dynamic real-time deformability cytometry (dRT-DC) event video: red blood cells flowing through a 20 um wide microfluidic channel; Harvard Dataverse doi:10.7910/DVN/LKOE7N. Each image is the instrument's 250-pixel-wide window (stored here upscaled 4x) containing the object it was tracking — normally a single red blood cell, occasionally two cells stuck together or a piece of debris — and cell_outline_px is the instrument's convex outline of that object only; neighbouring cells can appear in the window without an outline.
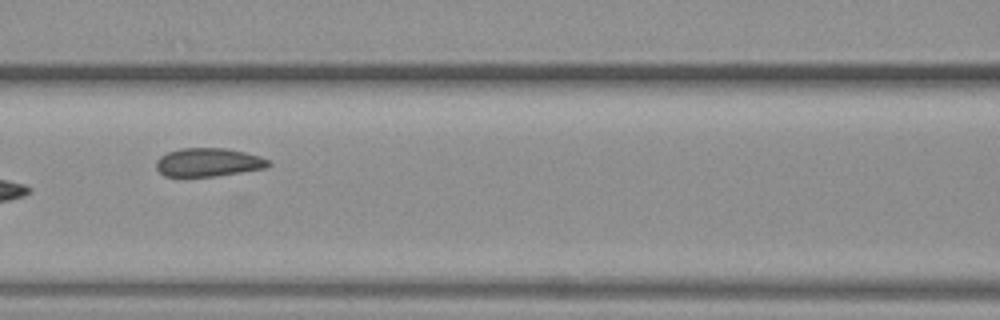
{"species": "common noctule bat (a hibernating species)", "species_latin": "Nyctalus noctula", "temperature_condition": "warm", "stored_images_in_passage": 7, "segment_of_instrument_passage": [1, 2], "camera_frame_rate_fps": 3000, "um_per_image_px": 0.085, "animal": {"sex": "female", "body_mass_g": 19.3, "forearm_length_mm": 54.1}, "frame": {"image": 1, "passage_image": 6, "time_ms": 1.667, "image_size_px": [1000, 320], "cell_outline_px": [[272, 164], [264, 168], [216, 176], [164, 176], [156, 168], [156, 160], [160, 156], [168, 152], [180, 148], [228, 148], [260, 156], [268, 160]], "centroid_in_image_um": [17.69, 13.79], "position_along_channel_um": 148.9, "area_um2": 18.55}}